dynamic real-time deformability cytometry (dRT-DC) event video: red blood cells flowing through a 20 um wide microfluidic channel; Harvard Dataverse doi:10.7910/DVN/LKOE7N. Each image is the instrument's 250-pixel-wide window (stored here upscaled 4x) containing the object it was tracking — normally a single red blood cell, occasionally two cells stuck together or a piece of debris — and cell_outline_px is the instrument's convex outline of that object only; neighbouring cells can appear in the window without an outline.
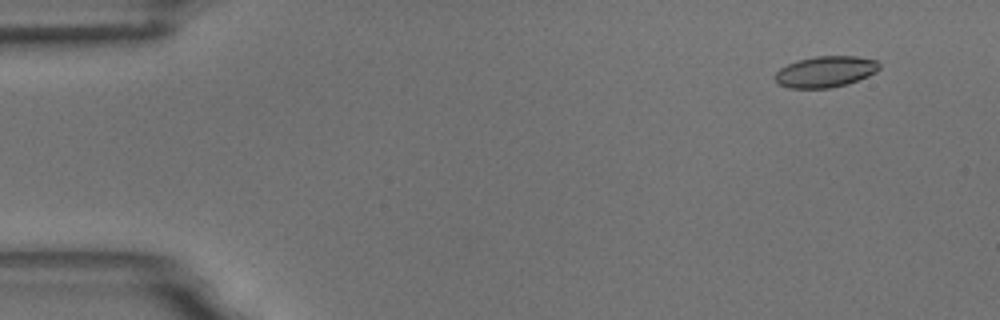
{"species": "common noctule bat (a hibernating species)", "species_latin": "Nyctalus noctula", "temperature_condition": "room temperature", "stored_images_in_passage": 4, "camera_frame_rate_fps": 3000, "um_per_image_px": 0.085, "animal": {"sex": "male", "body_mass_g": 18.8}, "frame": {"image": 1, "passage_image": 2, "time_ms": 1.0, "image_size_px": [1000, 320], "cell_outline_px": [[880, 68], [876, 72], [868, 76], [848, 84], [828, 88], [788, 88], [780, 84], [776, 80], [776, 72], [780, 68], [788, 64], [800, 60], [816, 56], [856, 56], [876, 60], [880, 64]], "centroid_in_image_um": [70.2, 6.09], "position_along_channel_um": 14.8, "area_um2": 18.79}}
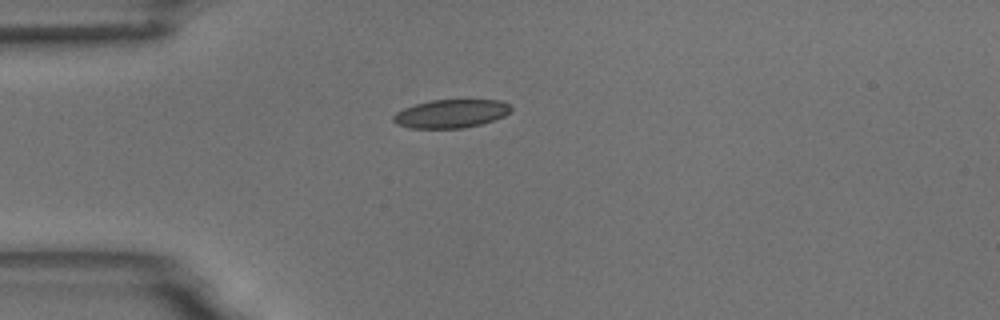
{"frame": {"image": 2, "passage_image": 4, "time_ms": 4.333, "image_size_px": [1000, 320], "cell_outline_px": [[512, 108], [504, 116], [480, 124], [464, 128], [408, 128], [396, 124], [392, 120], [392, 116], [396, 112], [404, 108], [416, 104], [432, 100], [500, 100], [508, 104]], "centroid_in_image_um": [38.29, 9.66], "position_along_channel_um": 46.7, "area_um2": 19.36}}